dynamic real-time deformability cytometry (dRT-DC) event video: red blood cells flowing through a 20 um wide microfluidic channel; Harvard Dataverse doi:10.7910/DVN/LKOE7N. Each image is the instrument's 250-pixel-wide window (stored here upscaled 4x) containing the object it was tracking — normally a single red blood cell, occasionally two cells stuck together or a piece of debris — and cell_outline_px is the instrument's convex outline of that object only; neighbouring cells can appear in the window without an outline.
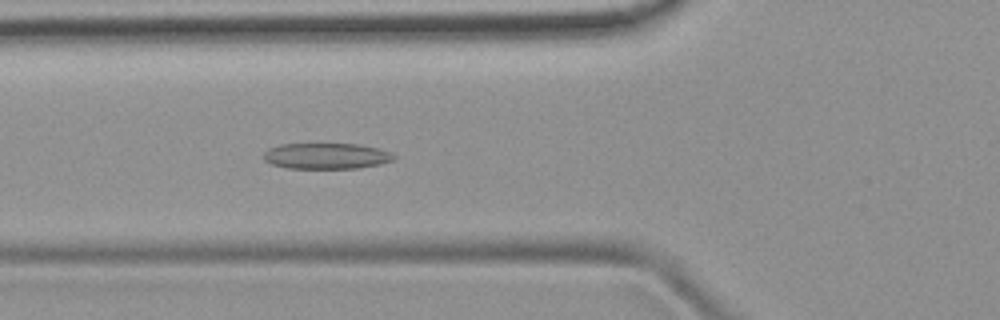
{"species": "common noctule bat (a hibernating species)", "species_latin": "Nyctalus noctula", "temperature_condition": "room temperature", "stored_images_in_passage": 6, "camera_frame_rate_fps": 3000, "um_per_image_px": 0.085, "animal": {"sex": "female", "body_mass_g": 19.9}, "frame": {"image": 1, "passage_image": 6, "time_ms": 5.667, "image_size_px": [1000, 320], "cell_outline_px": [[396, 156], [392, 160], [380, 164], [356, 168], [288, 168], [272, 164], [264, 160], [264, 152], [268, 148], [280, 144], [360, 144], [380, 148], [392, 152]], "centroid_in_image_um": [27.76, 13.25], "position_along_channel_um": 98.0, "area_um2": 19.71}}